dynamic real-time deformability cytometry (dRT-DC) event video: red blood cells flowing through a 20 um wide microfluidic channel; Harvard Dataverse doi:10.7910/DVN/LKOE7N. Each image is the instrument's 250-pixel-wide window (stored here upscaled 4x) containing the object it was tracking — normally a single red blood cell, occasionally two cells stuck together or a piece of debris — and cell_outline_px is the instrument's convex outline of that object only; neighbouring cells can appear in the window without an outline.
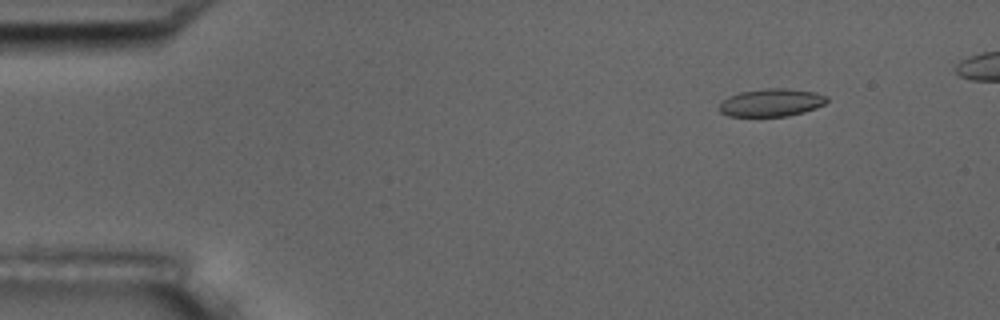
{"species": "common noctule bat (a hibernating species)", "species_latin": "Nyctalus noctula", "temperature_condition": "room temperature", "stored_images_in_passage": 5, "camera_frame_rate_fps": 3000, "um_per_image_px": 0.085, "animal": {"sex": "male", "body_mass_g": 17.5, "forearm_length_mm": 52.3}, "frame": {"image": 1, "passage_image": 2, "time_ms": 1.0, "image_size_px": [1000, 320], "cell_outline_px": [[828, 100], [824, 104], [816, 108], [804, 112], [788, 116], [728, 116], [720, 112], [720, 104], [728, 96], [740, 92], [768, 88], [788, 88], [816, 92], [828, 96]], "centroid_in_image_um": [65.6, 8.71], "position_along_channel_um": 19.4, "area_um2": 17.46}}